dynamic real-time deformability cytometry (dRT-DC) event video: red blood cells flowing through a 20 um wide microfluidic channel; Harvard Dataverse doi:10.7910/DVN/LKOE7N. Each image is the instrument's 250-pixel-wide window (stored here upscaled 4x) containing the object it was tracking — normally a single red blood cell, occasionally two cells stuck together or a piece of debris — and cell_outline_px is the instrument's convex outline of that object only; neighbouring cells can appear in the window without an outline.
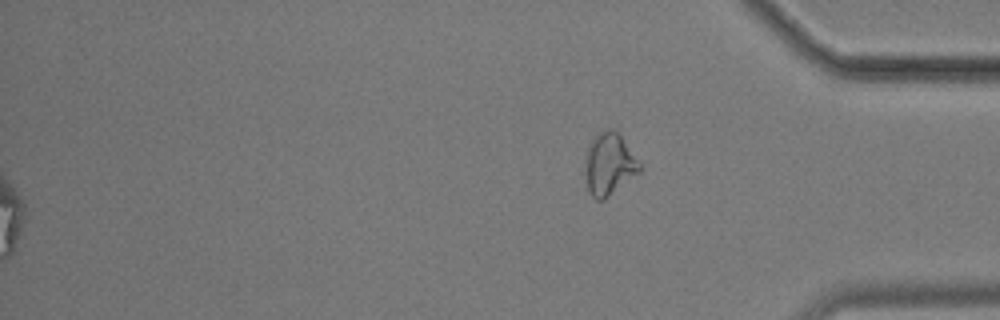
{"species": "common noctule bat (a hibernating species)", "species_latin": "Nyctalus noctula", "temperature_condition": "cold", "stored_images_in_passage": 58, "segment_of_instrument_passage": [2, 2], "camera_frame_rate_fps": 3000, "um_per_image_px": 0.085, "animal": {"sex": "male", "body_mass_g": 17.9}, "frame": {"image": 1, "passage_image": 58, "time_ms": 19.0, "image_size_px": [1000, 320], "cell_outline_px": [[640, 172], [604, 200], [596, 200], [588, 192], [584, 172], [584, 160], [588, 144], [592, 136], [596, 132], [604, 128], [612, 128], [620, 136], [640, 164]], "centroid_in_image_um": [51.7, 13.94], "position_along_channel_um": 383.5, "area_um2": 20.0}}